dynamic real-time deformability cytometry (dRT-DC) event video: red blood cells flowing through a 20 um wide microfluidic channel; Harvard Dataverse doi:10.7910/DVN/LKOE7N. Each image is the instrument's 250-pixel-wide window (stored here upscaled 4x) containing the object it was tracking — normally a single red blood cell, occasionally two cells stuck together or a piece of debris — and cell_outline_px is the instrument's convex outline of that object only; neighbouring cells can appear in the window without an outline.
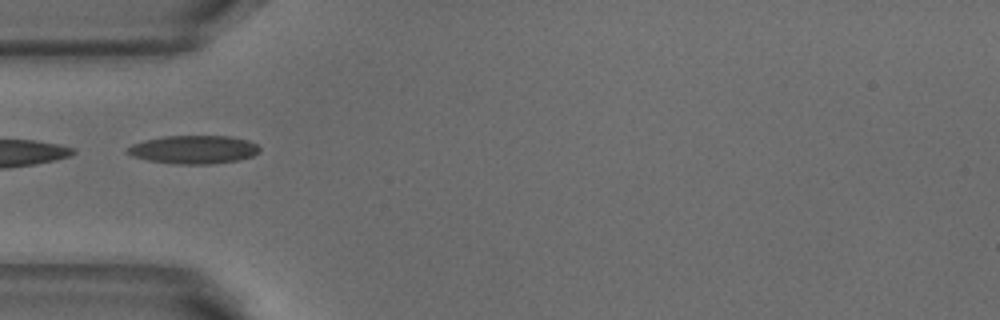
{"species": "common noctule bat (a hibernating species)", "species_latin": "Nyctalus noctula", "temperature_condition": "warm", "stored_images_in_passage": 35, "camera_frame_rate_fps": 3000, "um_per_image_px": 0.085, "animal": {"sex": "male", "body_mass_g": 18.8}, "frame": {"image": 1, "passage_image": 1, "time_ms": 0.0, "image_size_px": [1000, 320], "cell_outline_px": [[260, 152], [252, 156], [236, 160], [212, 164], [172, 164], [148, 160], [132, 156], [124, 152], [124, 148], [132, 144], [144, 140], [164, 136], [228, 136], [248, 140], [256, 144], [260, 148]], "centroid_in_image_um": [16.41, 12.71], "position_along_channel_um": 68.6, "area_um2": 21.96}, "authors_computed_cell_mechanics": {"area_um2": 20.23, "velocity_mm_per_s": 3.8514, "shape_relaxation_time_tau1_ms": 9.1396, "shape_relaxation_time_tau2_ms": 1.7872, "deformation_change_tau1": 0.231, "deformation_change_tau2": 0.098}}